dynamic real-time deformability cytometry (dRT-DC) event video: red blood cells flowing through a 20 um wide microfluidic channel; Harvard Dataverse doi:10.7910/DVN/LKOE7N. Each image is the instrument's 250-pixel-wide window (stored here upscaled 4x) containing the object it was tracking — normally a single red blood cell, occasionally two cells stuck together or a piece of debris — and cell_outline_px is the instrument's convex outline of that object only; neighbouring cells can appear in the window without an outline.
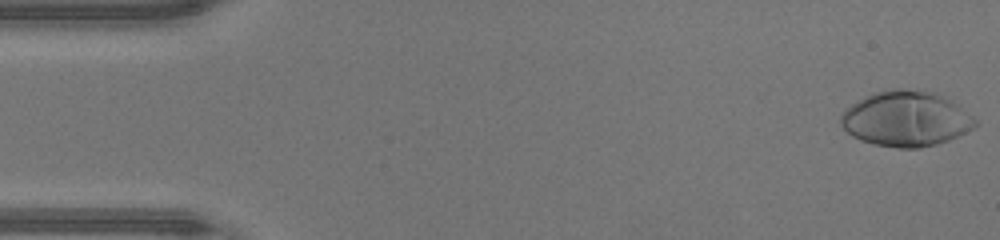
{"species": "human", "species_latin": "Homo sapiens", "temperature_condition": "warm", "stored_images_in_passage": 47, "camera_frame_rate_fps": 3000, "um_per_image_px": 0.085, "donor": {"sex": "male"}, "frame": {"image": 1, "passage_image": 1, "time_ms": 0.0, "image_size_px": [1000, 240], "cell_outline_px": [[980, 124], [948, 140], [936, 144], [920, 148], [896, 148], [876, 144], [860, 140], [852, 136], [840, 124], [840, 116], [852, 104], [864, 96], [872, 92], [888, 88], [900, 88], [936, 92], [952, 100], [972, 116]], "centroid_in_image_um": [77.0, 10.08], "position_along_channel_um": 8.0, "area_um2": 43.41}}
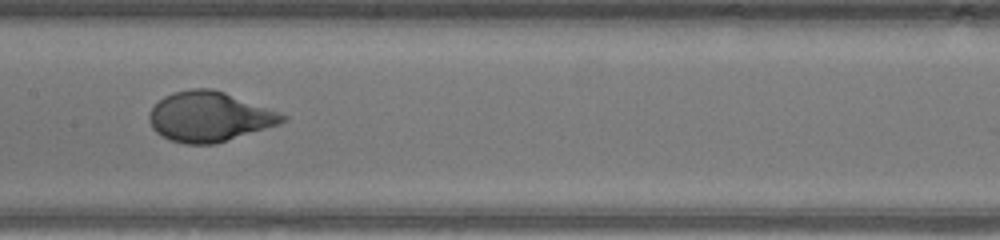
{"frame": {"image": 2, "passage_image": 23, "time_ms": 7.333, "image_size_px": [1000, 240], "cell_outline_px": [[288, 120], [280, 124], [216, 144], [184, 144], [168, 140], [160, 136], [152, 128], [148, 120], [148, 116], [152, 108], [164, 96], [172, 92], [192, 88], [212, 88], [224, 92], [288, 116]], "centroid_in_image_um": [17.76, 9.93], "position_along_channel_um": 189.6, "area_um2": 38.78}}
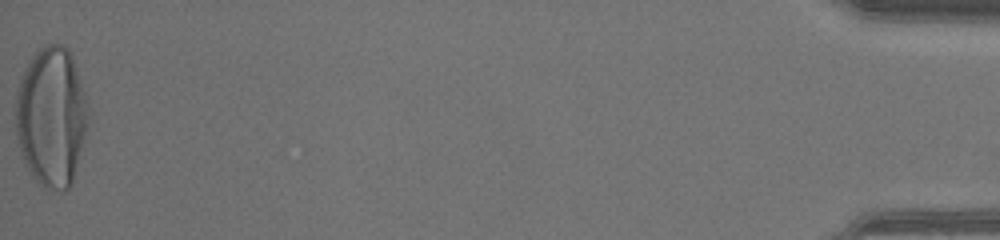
{"frame": {"image": 3, "passage_image": 47, "time_ms": 15.333, "image_size_px": [1000, 240], "cell_outline_px": [[88, 120], [72, 184], [64, 192], [60, 192], [44, 188], [32, 176], [20, 152], [16, 136], [16, 92], [20, 80], [32, 56], [44, 44], [60, 44], [68, 48], [72, 56], [88, 100]], "centroid_in_image_um": [4.37, 9.93], "position_along_channel_um": 430.8, "area_um2": 59.13}, "authors_computed_cell_mechanics": {"area_um2": 39.2462, "velocity_mm_per_s": 4.3991, "shape_relaxation_time_tau1_ms": 3.2369, "shape_relaxation_time_tau2_ms": null, "deformation_change_tau1": 0.2691, "deformation_change_tau2": null}}